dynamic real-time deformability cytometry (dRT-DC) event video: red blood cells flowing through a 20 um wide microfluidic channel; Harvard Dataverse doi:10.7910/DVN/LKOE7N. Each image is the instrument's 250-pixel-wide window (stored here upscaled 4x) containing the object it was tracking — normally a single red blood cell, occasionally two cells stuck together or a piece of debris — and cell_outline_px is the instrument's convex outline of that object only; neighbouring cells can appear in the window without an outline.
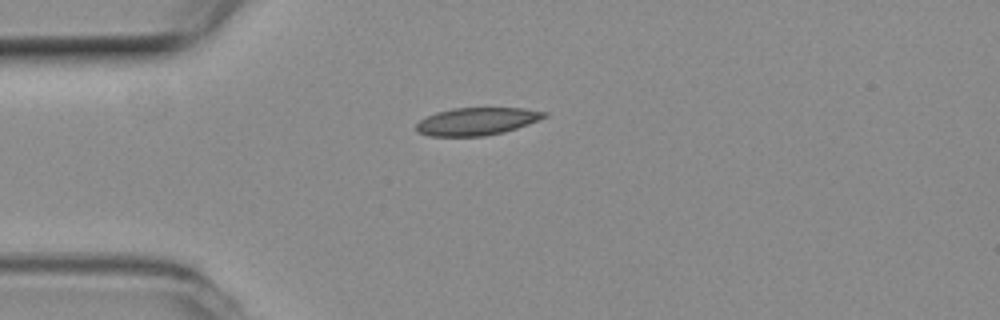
{"species": "common noctule bat (a hibernating species)", "species_latin": "Nyctalus noctula", "temperature_condition": "room temperature", "stored_images_in_passage": 41, "camera_frame_rate_fps": 3000, "um_per_image_px": 0.085, "animal": {"sex": "female", "body_mass_g": 19.3, "forearm_length_mm": 54.1}, "frame": {"image": 1, "passage_image": 1, "time_ms": 0.0, "image_size_px": [1000, 320], "cell_outline_px": [[548, 116], [540, 120], [504, 132], [484, 136], [428, 136], [416, 132], [416, 124], [420, 120], [436, 112], [452, 108], [524, 108], [548, 112]], "centroid_in_image_um": [40.54, 10.31], "position_along_channel_um": 44.5, "area_um2": 20.69}}
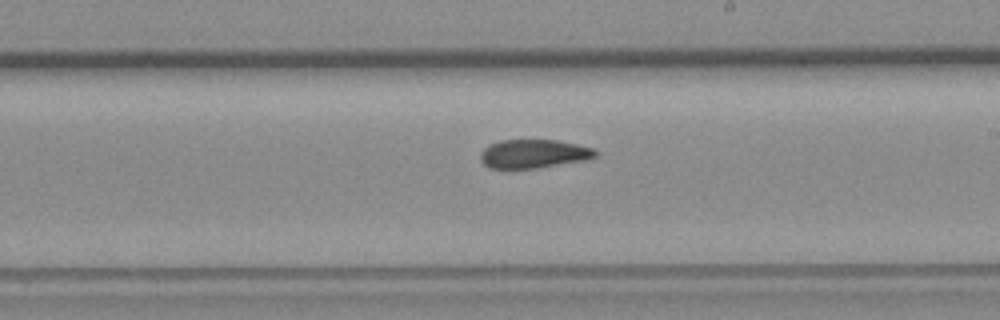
{"frame": {"image": 2, "passage_image": 18, "time_ms": 5.667, "image_size_px": [1000, 320], "cell_outline_px": [[596, 156], [584, 160], [536, 168], [488, 168], [480, 160], [480, 152], [484, 148], [500, 140], [556, 140], [596, 148]], "centroid_in_image_um": [45.34, 13.07], "position_along_channel_um": 243.7, "area_um2": 19.07}}
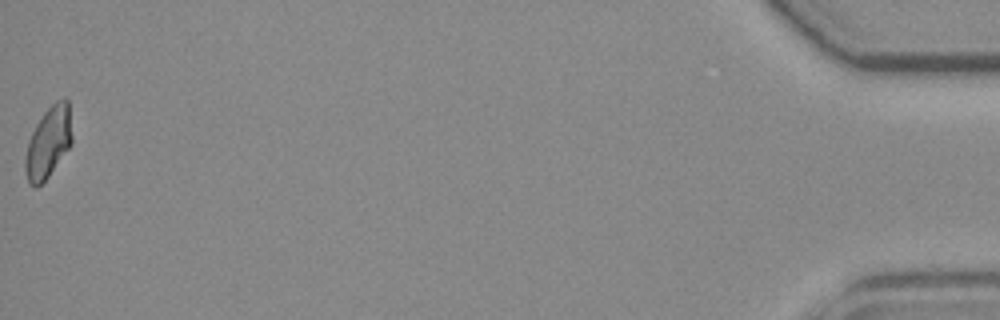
{"frame": {"image": 3, "passage_image": 41, "time_ms": 13.333, "image_size_px": [1000, 320], "cell_outline_px": [[72, 144], [48, 176], [36, 188], [28, 184], [24, 168], [24, 160], [28, 140], [36, 124], [44, 112], [56, 100], [64, 96], [68, 100], [72, 136]], "centroid_in_image_um": [4.1, 12.1], "position_along_channel_um": 431.1, "area_um2": 19.48}, "authors_computed_cell_mechanics": {"area_um2": 20.1144, "velocity_mm_per_s": 3.839, "shape_relaxation_time_tau1_ms": 8.529, "shape_relaxation_time_tau2_ms": 2.9897, "deformation_change_tau1": 0.1977, "deformation_change_tau2": 0.0884}}